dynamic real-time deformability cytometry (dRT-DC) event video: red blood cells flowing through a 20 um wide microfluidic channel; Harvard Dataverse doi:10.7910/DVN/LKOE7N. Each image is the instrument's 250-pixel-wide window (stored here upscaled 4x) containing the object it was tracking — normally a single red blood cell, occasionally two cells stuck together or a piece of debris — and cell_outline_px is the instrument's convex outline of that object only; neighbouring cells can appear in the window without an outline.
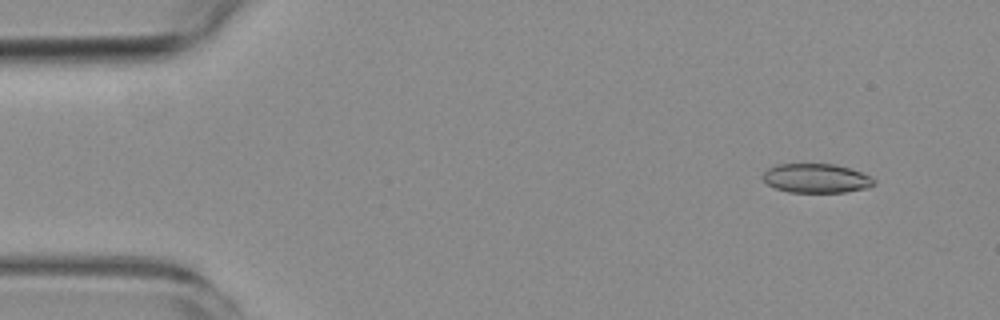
{"species": "common noctule bat (a hibernating species)", "species_latin": "Nyctalus noctula", "temperature_condition": "room temperature", "stored_images_in_passage": 4, "camera_frame_rate_fps": 3000, "um_per_image_px": 0.085, "animal": {"sex": "female", "body_mass_g": 19.3, "forearm_length_mm": 54.1}, "frame": {"image": 1, "passage_image": 1, "time_ms": 0.0, "image_size_px": [1000, 320], "cell_outline_px": [[876, 184], [868, 188], [844, 192], [788, 192], [776, 188], [768, 184], [760, 176], [768, 168], [776, 164], [836, 164], [860, 172], [876, 180]], "centroid_in_image_um": [69.37, 15.15], "position_along_channel_um": 15.6, "area_um2": 18.9}}
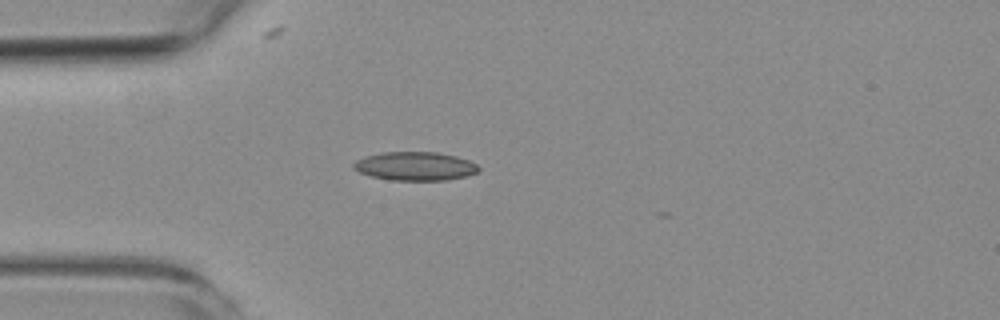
{"frame": {"image": 2, "passage_image": 4, "time_ms": 3.333, "image_size_px": [1000, 320], "cell_outline_px": [[480, 168], [476, 172], [464, 176], [444, 180], [392, 180], [372, 176], [360, 172], [352, 168], [352, 164], [356, 160], [364, 156], [384, 152], [436, 152], [456, 156], [468, 160], [476, 164]], "centroid_in_image_um": [35.25, 14.11], "position_along_channel_um": 49.8, "area_um2": 20.69}}